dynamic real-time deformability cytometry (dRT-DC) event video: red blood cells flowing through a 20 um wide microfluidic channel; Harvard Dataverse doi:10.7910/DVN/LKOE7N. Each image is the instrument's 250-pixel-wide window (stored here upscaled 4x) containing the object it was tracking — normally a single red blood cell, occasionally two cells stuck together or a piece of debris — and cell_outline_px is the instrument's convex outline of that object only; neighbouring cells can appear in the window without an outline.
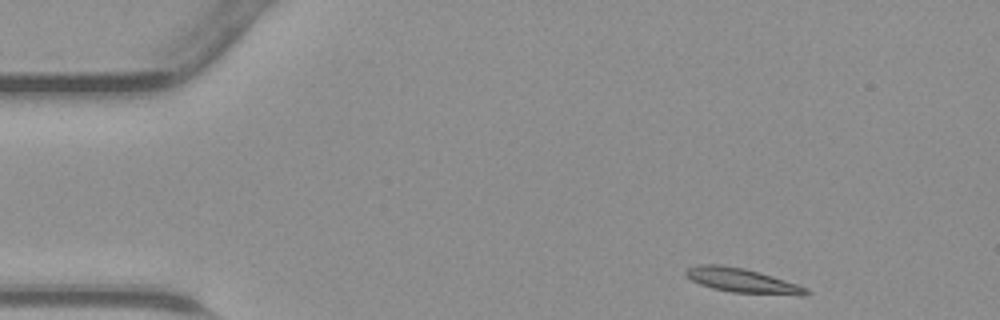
{"species": "common noctule bat (a hibernating species)", "species_latin": "Nyctalus noctula", "temperature_condition": "warm", "stored_images_in_passage": 40, "camera_frame_rate_fps": 3000, "um_per_image_px": 0.085, "animal": {"sex": "male", "body_mass_g": 23.1, "forearm_length_mm": 52.7}, "frame": {"image": 1, "passage_image": 1, "time_ms": 0.0, "image_size_px": [1000, 320], "cell_outline_px": [[812, 292], [804, 296], [800, 296], [732, 292], [712, 288], [700, 284], [692, 280], [684, 272], [688, 268], [700, 264], [720, 264], [744, 268], [760, 272], [808, 288]], "centroid_in_image_um": [63.14, 23.85], "position_along_channel_um": 21.9, "area_um2": 17.11}}
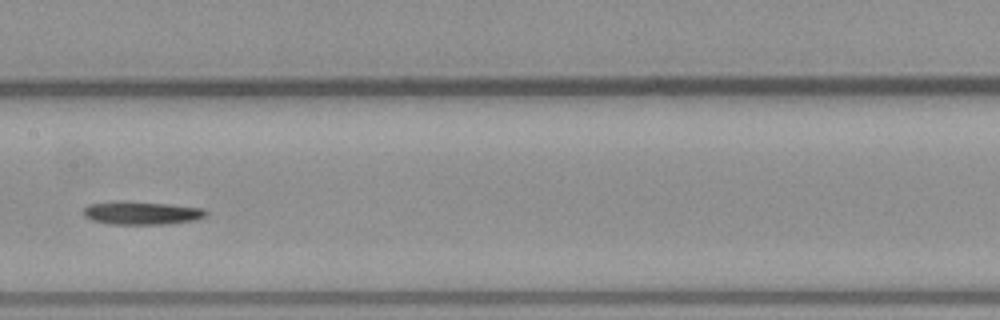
{"frame": {"image": 2, "passage_image": 18, "time_ms": 5.667, "image_size_px": [1000, 320], "cell_outline_px": [[208, 212], [204, 216], [196, 220], [168, 224], [112, 224], [92, 220], [84, 216], [84, 208], [88, 204], [120, 200], [124, 200], [168, 204], [204, 208]], "centroid_in_image_um": [12.03, 18.09], "position_along_channel_um": 195.4, "area_um2": 16.7}}
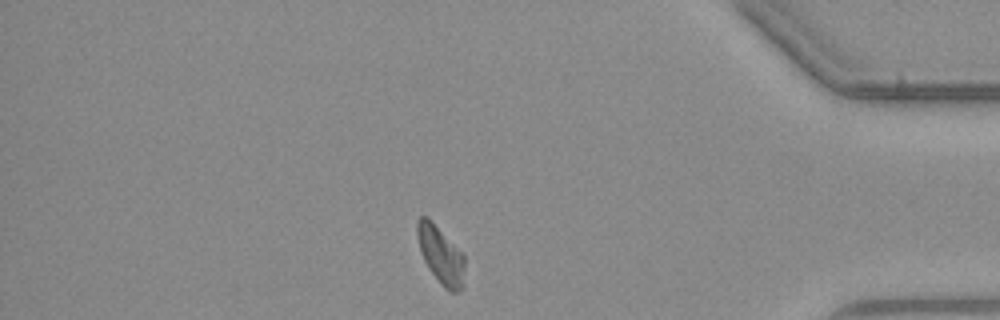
{"frame": {"image": 3, "passage_image": 34, "time_ms": 11.0, "image_size_px": [1000, 320], "cell_outline_px": [[464, 284], [460, 292], [452, 292], [444, 288], [440, 284], [428, 268], [424, 260], [420, 248], [416, 232], [416, 220], [420, 216], [428, 216], [464, 252]], "centroid_in_image_um": [37.48, 21.65], "position_along_channel_um": 397.7, "area_um2": 16.42}}